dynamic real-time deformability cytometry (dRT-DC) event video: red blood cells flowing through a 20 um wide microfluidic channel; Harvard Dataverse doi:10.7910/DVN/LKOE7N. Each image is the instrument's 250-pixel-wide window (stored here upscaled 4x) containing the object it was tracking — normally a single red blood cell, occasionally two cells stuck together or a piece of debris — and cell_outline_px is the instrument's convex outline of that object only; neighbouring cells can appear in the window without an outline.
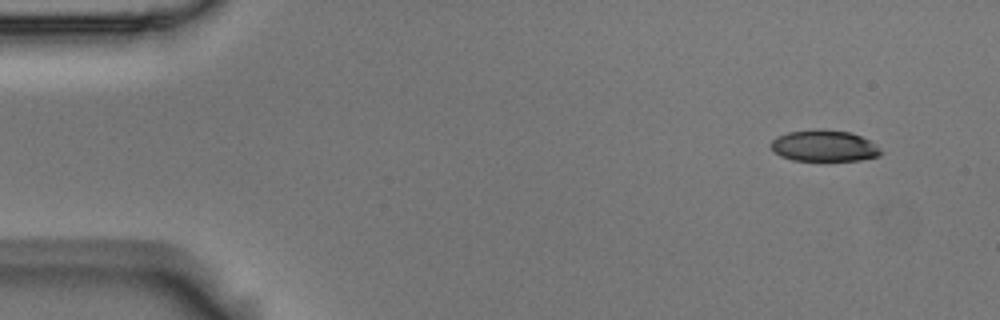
{"species": "Egyptian fruit bat (a non-hibernating species)", "species_latin": "Rousettus aegyptiacus", "temperature_condition": "room temperature", "stored_images_in_passage": 7, "camera_frame_rate_fps": 3000, "um_per_image_px": 0.085, "animal": {"sex": "male"}, "frame": {"image": 1, "passage_image": 1, "time_ms": 0.0, "image_size_px": [1000, 320], "cell_outline_px": [[884, 152], [880, 156], [860, 160], [792, 160], [780, 156], [772, 152], [768, 144], [776, 136], [788, 132], [816, 128], [820, 128], [848, 132], [872, 140]], "centroid_in_image_um": [70.03, 12.39], "position_along_channel_um": 15.0, "area_um2": 20.52}}
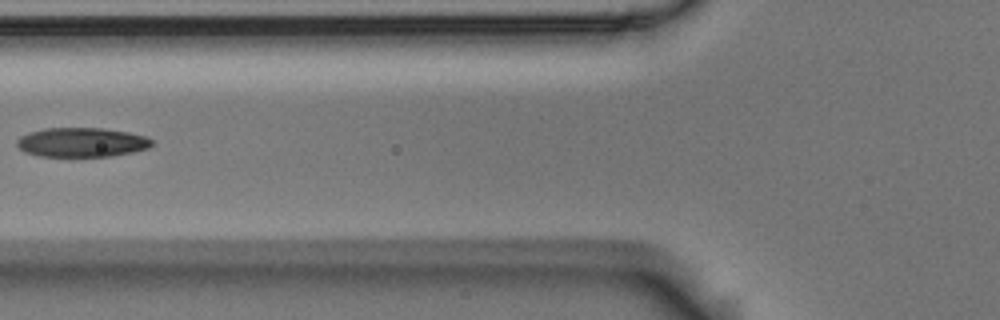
{"frame": {"image": 2, "passage_image": 6, "time_ms": 1.667, "image_size_px": [1000, 320], "cell_outline_px": [[152, 144], [148, 148], [132, 152], [112, 156], [40, 156], [24, 152], [16, 144], [16, 140], [20, 136], [28, 132], [44, 128], [100, 128], [128, 132], [144, 136], [152, 140]], "centroid_in_image_um": [6.9, 12.09], "position_along_channel_um": 118.9, "area_um2": 23.0}}
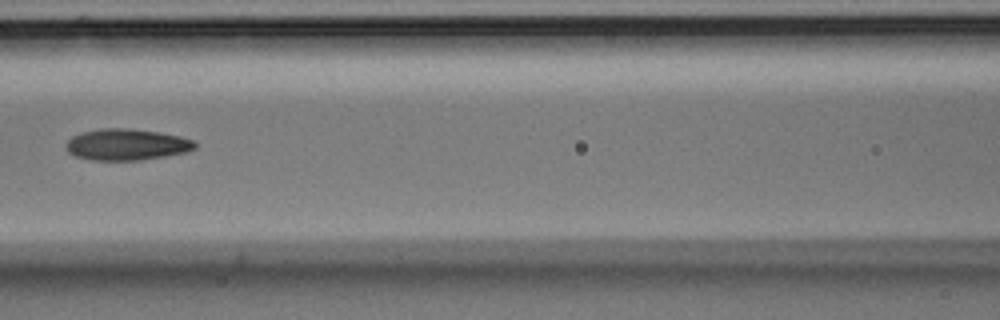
{"frame": {"image": 3, "passage_image": 7, "time_ms": 2.0, "image_size_px": [1000, 320], "cell_outline_px": [[196, 148], [188, 152], [140, 160], [88, 160], [76, 156], [68, 152], [68, 140], [72, 136], [80, 132], [100, 128], [132, 128], [160, 132], [180, 136], [192, 140], [196, 144]], "centroid_in_image_um": [10.78, 12.28], "position_along_channel_um": 155.8, "area_um2": 23.64}}